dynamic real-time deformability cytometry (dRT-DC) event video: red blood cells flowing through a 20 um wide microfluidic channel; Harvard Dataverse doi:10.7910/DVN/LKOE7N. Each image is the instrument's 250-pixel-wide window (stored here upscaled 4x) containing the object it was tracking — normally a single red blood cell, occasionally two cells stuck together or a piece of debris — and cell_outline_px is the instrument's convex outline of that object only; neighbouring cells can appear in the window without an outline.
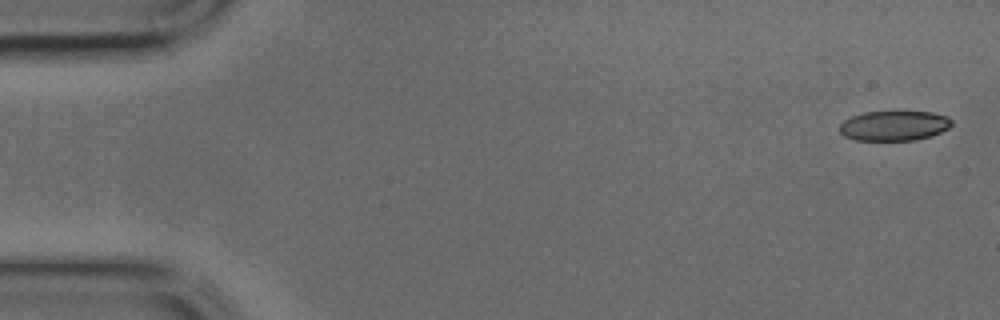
{"species": "common noctule bat (a hibernating species)", "species_latin": "Nyctalus noctula", "temperature_condition": "cold", "stored_images_in_passage": 10, "camera_frame_rate_fps": 3000, "um_per_image_px": 0.085, "animal": {"sex": "male", "body_mass_g": 17.9, "forearm_length_mm": 54.2}, "frame": {"image": 1, "passage_image": 1, "time_ms": 0.0, "image_size_px": [1000, 320], "cell_outline_px": [[952, 124], [948, 128], [940, 132], [916, 140], [856, 140], [844, 136], [840, 132], [840, 124], [844, 120], [852, 116], [864, 112], [896, 108], [904, 108], [932, 112], [948, 116], [952, 120]], "centroid_in_image_um": [76.02, 10.61], "position_along_channel_um": 9.0, "area_um2": 20.52}}